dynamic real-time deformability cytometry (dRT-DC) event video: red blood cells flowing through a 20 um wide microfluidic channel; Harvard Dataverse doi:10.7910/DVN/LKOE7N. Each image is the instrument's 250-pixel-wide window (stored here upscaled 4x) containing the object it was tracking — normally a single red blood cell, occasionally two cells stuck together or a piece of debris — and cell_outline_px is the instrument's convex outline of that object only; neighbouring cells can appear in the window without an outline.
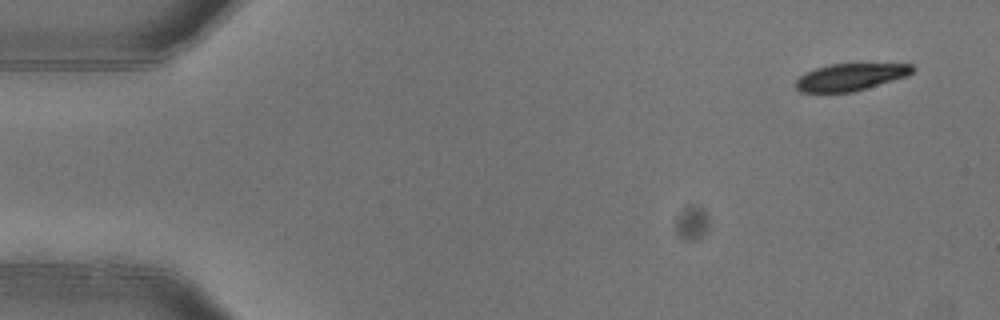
{"species": "common noctule bat (a hibernating species)", "species_latin": "Nyctalus noctula", "temperature_condition": "warm", "stored_images_in_passage": 5, "segment_of_instrument_passage": [1, 2], "camera_frame_rate_fps": 3000, "um_per_image_px": 0.085, "animal": {"sex": "female"}, "frame": {"image": 1, "passage_image": 1, "time_ms": 0.0, "image_size_px": [1000, 320], "cell_outline_px": [[916, 68], [908, 76], [852, 92], [800, 92], [792, 84], [800, 76], [816, 68], [828, 64], [912, 64]], "centroid_in_image_um": [72.28, 6.55], "position_along_channel_um": 12.7, "area_um2": 18.38}}
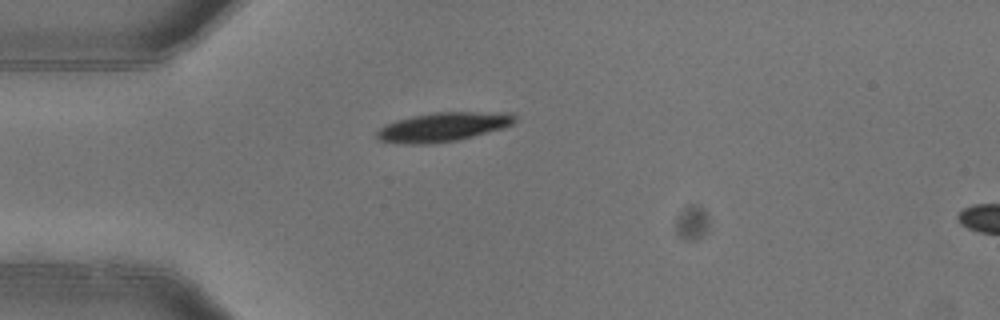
{"frame": {"image": 2, "passage_image": 4, "time_ms": 1.0, "image_size_px": [1000, 320], "cell_outline_px": [[516, 120], [512, 124], [504, 128], [456, 140], [424, 144], [408, 144], [380, 140], [376, 136], [376, 132], [384, 124], [396, 120], [412, 116], [436, 112], [512, 112], [516, 116]], "centroid_in_image_um": [37.68, 10.77], "position_along_channel_um": 47.3, "area_um2": 23.29}}